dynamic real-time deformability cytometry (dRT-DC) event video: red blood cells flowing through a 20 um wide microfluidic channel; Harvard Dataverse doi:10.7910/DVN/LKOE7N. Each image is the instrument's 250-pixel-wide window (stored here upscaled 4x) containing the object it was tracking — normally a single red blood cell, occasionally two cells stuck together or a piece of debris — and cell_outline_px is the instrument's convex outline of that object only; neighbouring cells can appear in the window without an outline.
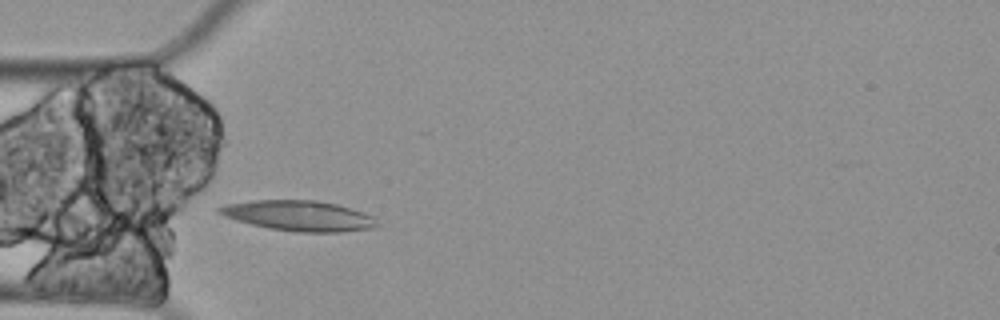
{"species": "Egyptian fruit bat (a non-hibernating species)", "species_latin": "Rousettus aegyptiacus", "temperature_condition": "cold", "stored_images_in_passage": 4, "camera_frame_rate_fps": 3000, "um_per_image_px": 0.085, "animal": {"sex": "female"}, "frame": {"image": 1, "passage_image": 3, "time_ms": 0.667, "image_size_px": [1000, 320], "cell_outline_px": [[380, 224], [372, 228], [344, 232], [296, 232], [268, 228], [236, 220], [224, 216], [216, 212], [216, 208], [224, 204], [256, 200], [316, 200], [336, 204], [372, 216]], "centroid_in_image_um": [25.36, 18.34], "position_along_channel_um": 59.6, "area_um2": 27.8}}
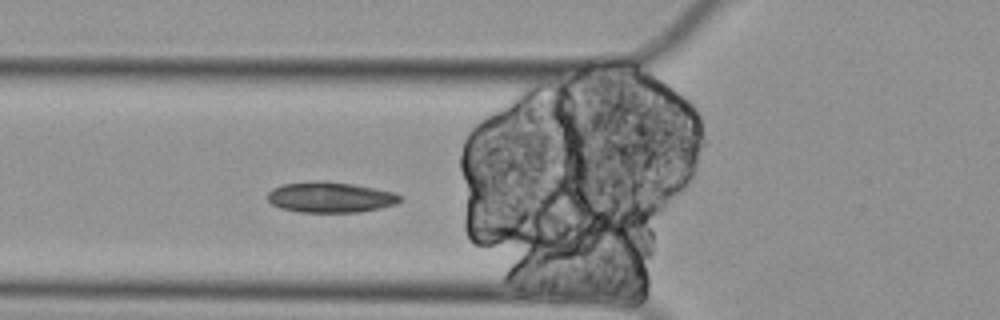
{"frame": {"image": 2, "passage_image": 4, "time_ms": 1.0, "image_size_px": [1000, 320], "cell_outline_px": [[400, 200], [396, 204], [380, 208], [356, 212], [300, 212], [280, 208], [272, 204], [268, 200], [268, 192], [272, 188], [284, 184], [312, 180], [324, 180], [352, 184], [392, 192], [400, 196]], "centroid_in_image_um": [28.02, 16.76], "position_along_channel_um": 97.8, "area_um2": 23.52}}